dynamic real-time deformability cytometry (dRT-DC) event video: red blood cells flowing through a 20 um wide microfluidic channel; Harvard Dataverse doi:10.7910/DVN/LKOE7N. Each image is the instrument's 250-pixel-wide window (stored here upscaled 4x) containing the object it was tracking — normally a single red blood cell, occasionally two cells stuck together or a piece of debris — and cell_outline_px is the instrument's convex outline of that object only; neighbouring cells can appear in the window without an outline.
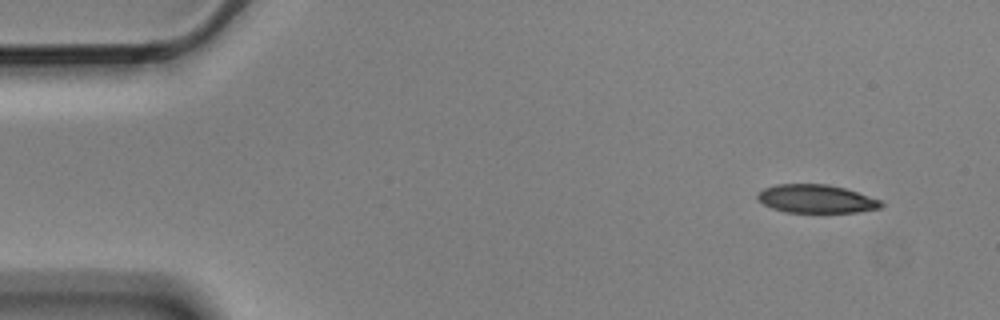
{"species": "Egyptian fruit bat (a non-hibernating species)", "species_latin": "Rousettus aegyptiacus", "temperature_condition": "cold", "stored_images_in_passage": 4, "camera_frame_rate_fps": 3000, "um_per_image_px": 0.085, "animal": {"sex": "male"}, "frame": {"image": 1, "passage_image": 1, "time_ms": 0.0, "image_size_px": [1000, 320], "cell_outline_px": [[884, 204], [880, 208], [856, 212], [784, 212], [772, 208], [764, 204], [756, 196], [756, 192], [764, 188], [776, 184], [828, 184], [844, 188], [880, 200]], "centroid_in_image_um": [69.34, 16.9], "position_along_channel_um": 15.7, "area_um2": 20.29}}
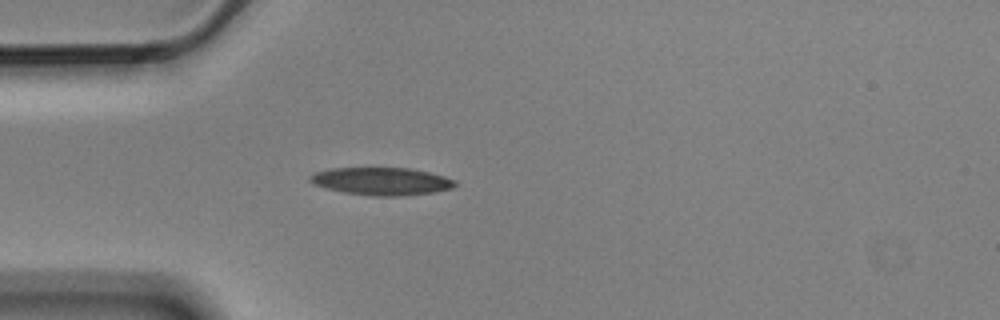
{"frame": {"image": 2, "passage_image": 4, "time_ms": 1.0, "image_size_px": [1000, 320], "cell_outline_px": [[460, 184], [452, 188], [436, 192], [404, 196], [372, 196], [344, 192], [324, 188], [312, 184], [308, 180], [308, 176], [316, 172], [332, 168], [408, 168], [428, 172], [444, 176], [456, 180]], "centroid_in_image_um": [32.44, 15.42], "position_along_channel_um": 52.6, "area_um2": 23.64}}